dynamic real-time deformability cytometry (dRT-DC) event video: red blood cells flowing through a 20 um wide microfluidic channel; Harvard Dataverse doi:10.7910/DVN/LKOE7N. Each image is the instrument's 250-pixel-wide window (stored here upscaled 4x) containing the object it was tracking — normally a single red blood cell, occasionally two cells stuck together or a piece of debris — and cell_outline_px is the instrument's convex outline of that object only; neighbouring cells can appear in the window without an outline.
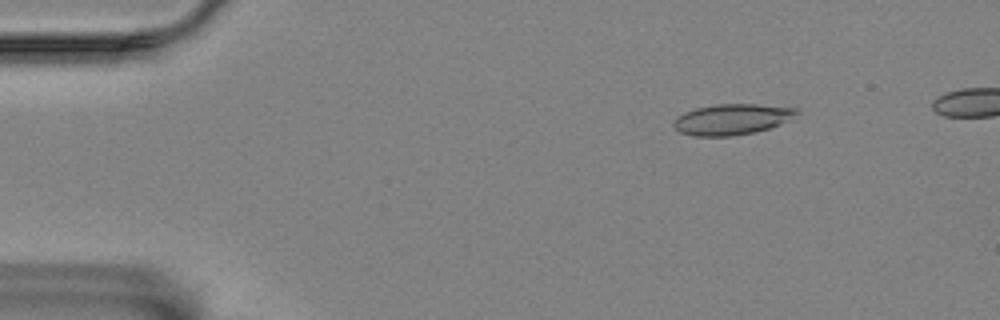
{"species": "Egyptian fruit bat (a non-hibernating species)", "species_latin": "Rousettus aegyptiacus", "temperature_condition": "room temperature", "stored_images_in_passage": 17, "camera_frame_rate_fps": 3000, "um_per_image_px": 0.085, "animal": {"sex": "female"}, "frame": {"image": 1, "passage_image": 8, "time_ms": 2.333, "image_size_px": [1000, 320], "cell_outline_px": [[800, 112], [768, 128], [756, 132], [732, 136], [692, 136], [680, 132], [672, 124], [676, 116], [684, 112], [696, 108], [716, 104], [756, 104], [796, 108]], "centroid_in_image_um": [62.13, 10.14], "position_along_channel_um": 22.9, "area_um2": 21.79}}